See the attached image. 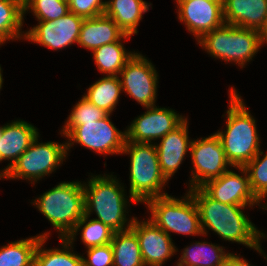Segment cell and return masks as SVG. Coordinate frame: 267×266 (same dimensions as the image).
<instances>
[{
    "instance_id": "obj_8",
    "label": "cell",
    "mask_w": 267,
    "mask_h": 266,
    "mask_svg": "<svg viewBox=\"0 0 267 266\" xmlns=\"http://www.w3.org/2000/svg\"><path fill=\"white\" fill-rule=\"evenodd\" d=\"M37 138L2 176L3 179H27L33 185L52 174L67 158L66 143H40Z\"/></svg>"
},
{
    "instance_id": "obj_39",
    "label": "cell",
    "mask_w": 267,
    "mask_h": 266,
    "mask_svg": "<svg viewBox=\"0 0 267 266\" xmlns=\"http://www.w3.org/2000/svg\"><path fill=\"white\" fill-rule=\"evenodd\" d=\"M1 135H2V126L0 127V139H1Z\"/></svg>"
},
{
    "instance_id": "obj_10",
    "label": "cell",
    "mask_w": 267,
    "mask_h": 266,
    "mask_svg": "<svg viewBox=\"0 0 267 266\" xmlns=\"http://www.w3.org/2000/svg\"><path fill=\"white\" fill-rule=\"evenodd\" d=\"M191 180L189 189L200 188L206 182L220 177L228 171V162L219 137L214 133L208 137L192 140L190 146Z\"/></svg>"
},
{
    "instance_id": "obj_12",
    "label": "cell",
    "mask_w": 267,
    "mask_h": 266,
    "mask_svg": "<svg viewBox=\"0 0 267 266\" xmlns=\"http://www.w3.org/2000/svg\"><path fill=\"white\" fill-rule=\"evenodd\" d=\"M83 20L69 11L56 20L39 21L26 31L24 39L58 51L78 42Z\"/></svg>"
},
{
    "instance_id": "obj_4",
    "label": "cell",
    "mask_w": 267,
    "mask_h": 266,
    "mask_svg": "<svg viewBox=\"0 0 267 266\" xmlns=\"http://www.w3.org/2000/svg\"><path fill=\"white\" fill-rule=\"evenodd\" d=\"M32 203L59 231V238H66L85 215L83 183L61 182Z\"/></svg>"
},
{
    "instance_id": "obj_18",
    "label": "cell",
    "mask_w": 267,
    "mask_h": 266,
    "mask_svg": "<svg viewBox=\"0 0 267 266\" xmlns=\"http://www.w3.org/2000/svg\"><path fill=\"white\" fill-rule=\"evenodd\" d=\"M37 136H39L38 129L21 119L16 121L12 120L11 123L2 125L0 162L8 160L10 163L5 169L0 170V178H2L3 174L29 148Z\"/></svg>"
},
{
    "instance_id": "obj_19",
    "label": "cell",
    "mask_w": 267,
    "mask_h": 266,
    "mask_svg": "<svg viewBox=\"0 0 267 266\" xmlns=\"http://www.w3.org/2000/svg\"><path fill=\"white\" fill-rule=\"evenodd\" d=\"M223 16L227 24L261 32L267 21V0H223Z\"/></svg>"
},
{
    "instance_id": "obj_30",
    "label": "cell",
    "mask_w": 267,
    "mask_h": 266,
    "mask_svg": "<svg viewBox=\"0 0 267 266\" xmlns=\"http://www.w3.org/2000/svg\"><path fill=\"white\" fill-rule=\"evenodd\" d=\"M29 9L37 21L56 20L69 12L68 2L65 0H23V16Z\"/></svg>"
},
{
    "instance_id": "obj_26",
    "label": "cell",
    "mask_w": 267,
    "mask_h": 266,
    "mask_svg": "<svg viewBox=\"0 0 267 266\" xmlns=\"http://www.w3.org/2000/svg\"><path fill=\"white\" fill-rule=\"evenodd\" d=\"M63 249H44L47 237H41L34 255V266H83L82 256L73 252V243L59 238Z\"/></svg>"
},
{
    "instance_id": "obj_31",
    "label": "cell",
    "mask_w": 267,
    "mask_h": 266,
    "mask_svg": "<svg viewBox=\"0 0 267 266\" xmlns=\"http://www.w3.org/2000/svg\"><path fill=\"white\" fill-rule=\"evenodd\" d=\"M259 153L244 167L248 173L250 186L255 197L262 203L267 197V153Z\"/></svg>"
},
{
    "instance_id": "obj_2",
    "label": "cell",
    "mask_w": 267,
    "mask_h": 266,
    "mask_svg": "<svg viewBox=\"0 0 267 266\" xmlns=\"http://www.w3.org/2000/svg\"><path fill=\"white\" fill-rule=\"evenodd\" d=\"M241 97L234 87L229 90L226 131L215 132L234 168L245 167L260 151L256 120Z\"/></svg>"
},
{
    "instance_id": "obj_34",
    "label": "cell",
    "mask_w": 267,
    "mask_h": 266,
    "mask_svg": "<svg viewBox=\"0 0 267 266\" xmlns=\"http://www.w3.org/2000/svg\"><path fill=\"white\" fill-rule=\"evenodd\" d=\"M86 252L88 259L82 256L83 266H113V249L110 243L88 248Z\"/></svg>"
},
{
    "instance_id": "obj_3",
    "label": "cell",
    "mask_w": 267,
    "mask_h": 266,
    "mask_svg": "<svg viewBox=\"0 0 267 266\" xmlns=\"http://www.w3.org/2000/svg\"><path fill=\"white\" fill-rule=\"evenodd\" d=\"M116 178L112 174L92 175L87 184H83V190L85 215L90 217L94 211L98 217L95 219L119 232L129 230L135 219L133 217L129 220L126 217L128 201L138 202L131 196L130 199L126 198L124 186Z\"/></svg>"
},
{
    "instance_id": "obj_28",
    "label": "cell",
    "mask_w": 267,
    "mask_h": 266,
    "mask_svg": "<svg viewBox=\"0 0 267 266\" xmlns=\"http://www.w3.org/2000/svg\"><path fill=\"white\" fill-rule=\"evenodd\" d=\"M23 20V0H0V45L25 38Z\"/></svg>"
},
{
    "instance_id": "obj_37",
    "label": "cell",
    "mask_w": 267,
    "mask_h": 266,
    "mask_svg": "<svg viewBox=\"0 0 267 266\" xmlns=\"http://www.w3.org/2000/svg\"><path fill=\"white\" fill-rule=\"evenodd\" d=\"M2 84H3V77H2V68H1V65H0V90L2 88Z\"/></svg>"
},
{
    "instance_id": "obj_32",
    "label": "cell",
    "mask_w": 267,
    "mask_h": 266,
    "mask_svg": "<svg viewBox=\"0 0 267 266\" xmlns=\"http://www.w3.org/2000/svg\"><path fill=\"white\" fill-rule=\"evenodd\" d=\"M107 115L102 109H99L84 96L73 106L70 115L65 121V125H83L85 122L97 121Z\"/></svg>"
},
{
    "instance_id": "obj_36",
    "label": "cell",
    "mask_w": 267,
    "mask_h": 266,
    "mask_svg": "<svg viewBox=\"0 0 267 266\" xmlns=\"http://www.w3.org/2000/svg\"><path fill=\"white\" fill-rule=\"evenodd\" d=\"M260 34H261L263 44H266L267 43V21H266L264 28L260 32Z\"/></svg>"
},
{
    "instance_id": "obj_14",
    "label": "cell",
    "mask_w": 267,
    "mask_h": 266,
    "mask_svg": "<svg viewBox=\"0 0 267 266\" xmlns=\"http://www.w3.org/2000/svg\"><path fill=\"white\" fill-rule=\"evenodd\" d=\"M240 173L237 174L231 169L220 177L212 179L200 188L212 199L225 204L249 206L255 204L262 207V203L252 192L249 176L244 167H237Z\"/></svg>"
},
{
    "instance_id": "obj_27",
    "label": "cell",
    "mask_w": 267,
    "mask_h": 266,
    "mask_svg": "<svg viewBox=\"0 0 267 266\" xmlns=\"http://www.w3.org/2000/svg\"><path fill=\"white\" fill-rule=\"evenodd\" d=\"M45 232L38 236L17 240L0 247V266H34V255L41 237H49Z\"/></svg>"
},
{
    "instance_id": "obj_1",
    "label": "cell",
    "mask_w": 267,
    "mask_h": 266,
    "mask_svg": "<svg viewBox=\"0 0 267 266\" xmlns=\"http://www.w3.org/2000/svg\"><path fill=\"white\" fill-rule=\"evenodd\" d=\"M199 210L203 235L211 229L225 241L237 242L264 254L260 240L267 236L243 212L247 206L225 204L210 198L201 188L190 189ZM207 227V228H206Z\"/></svg>"
},
{
    "instance_id": "obj_15",
    "label": "cell",
    "mask_w": 267,
    "mask_h": 266,
    "mask_svg": "<svg viewBox=\"0 0 267 266\" xmlns=\"http://www.w3.org/2000/svg\"><path fill=\"white\" fill-rule=\"evenodd\" d=\"M178 18L196 41L225 23L223 0H175Z\"/></svg>"
},
{
    "instance_id": "obj_6",
    "label": "cell",
    "mask_w": 267,
    "mask_h": 266,
    "mask_svg": "<svg viewBox=\"0 0 267 266\" xmlns=\"http://www.w3.org/2000/svg\"><path fill=\"white\" fill-rule=\"evenodd\" d=\"M197 42L213 58L234 62L241 68L264 45L259 31L227 23L204 34Z\"/></svg>"
},
{
    "instance_id": "obj_38",
    "label": "cell",
    "mask_w": 267,
    "mask_h": 266,
    "mask_svg": "<svg viewBox=\"0 0 267 266\" xmlns=\"http://www.w3.org/2000/svg\"><path fill=\"white\" fill-rule=\"evenodd\" d=\"M261 208H263L264 210H267V203L263 204Z\"/></svg>"
},
{
    "instance_id": "obj_21",
    "label": "cell",
    "mask_w": 267,
    "mask_h": 266,
    "mask_svg": "<svg viewBox=\"0 0 267 266\" xmlns=\"http://www.w3.org/2000/svg\"><path fill=\"white\" fill-rule=\"evenodd\" d=\"M151 3L143 0H108L105 14L111 17L116 24L128 35L138 33L137 27L142 14L149 10Z\"/></svg>"
},
{
    "instance_id": "obj_25",
    "label": "cell",
    "mask_w": 267,
    "mask_h": 266,
    "mask_svg": "<svg viewBox=\"0 0 267 266\" xmlns=\"http://www.w3.org/2000/svg\"><path fill=\"white\" fill-rule=\"evenodd\" d=\"M122 91L119 76H104L89 86L84 97L107 114L116 109Z\"/></svg>"
},
{
    "instance_id": "obj_23",
    "label": "cell",
    "mask_w": 267,
    "mask_h": 266,
    "mask_svg": "<svg viewBox=\"0 0 267 266\" xmlns=\"http://www.w3.org/2000/svg\"><path fill=\"white\" fill-rule=\"evenodd\" d=\"M131 35L125 34L119 41L108 43L92 51L97 69L107 76H119L126 62L135 54L128 52L122 44L123 39H129Z\"/></svg>"
},
{
    "instance_id": "obj_22",
    "label": "cell",
    "mask_w": 267,
    "mask_h": 266,
    "mask_svg": "<svg viewBox=\"0 0 267 266\" xmlns=\"http://www.w3.org/2000/svg\"><path fill=\"white\" fill-rule=\"evenodd\" d=\"M223 246L196 241L184 248L176 266H225L226 262L234 255L224 251Z\"/></svg>"
},
{
    "instance_id": "obj_33",
    "label": "cell",
    "mask_w": 267,
    "mask_h": 266,
    "mask_svg": "<svg viewBox=\"0 0 267 266\" xmlns=\"http://www.w3.org/2000/svg\"><path fill=\"white\" fill-rule=\"evenodd\" d=\"M69 11L83 18H94L105 13L106 1L103 0H69Z\"/></svg>"
},
{
    "instance_id": "obj_5",
    "label": "cell",
    "mask_w": 267,
    "mask_h": 266,
    "mask_svg": "<svg viewBox=\"0 0 267 266\" xmlns=\"http://www.w3.org/2000/svg\"><path fill=\"white\" fill-rule=\"evenodd\" d=\"M121 154H130L129 195L138 203L168 195L163 192L167 179L162 174L155 143L125 141Z\"/></svg>"
},
{
    "instance_id": "obj_7",
    "label": "cell",
    "mask_w": 267,
    "mask_h": 266,
    "mask_svg": "<svg viewBox=\"0 0 267 266\" xmlns=\"http://www.w3.org/2000/svg\"><path fill=\"white\" fill-rule=\"evenodd\" d=\"M144 204L152 216L149 220L169 236L170 232L203 236L198 206L189 191L181 199L165 195L151 198Z\"/></svg>"
},
{
    "instance_id": "obj_16",
    "label": "cell",
    "mask_w": 267,
    "mask_h": 266,
    "mask_svg": "<svg viewBox=\"0 0 267 266\" xmlns=\"http://www.w3.org/2000/svg\"><path fill=\"white\" fill-rule=\"evenodd\" d=\"M137 219L135 217L131 229L137 235L145 266H163L178 251L171 236L149 218L140 222Z\"/></svg>"
},
{
    "instance_id": "obj_20",
    "label": "cell",
    "mask_w": 267,
    "mask_h": 266,
    "mask_svg": "<svg viewBox=\"0 0 267 266\" xmlns=\"http://www.w3.org/2000/svg\"><path fill=\"white\" fill-rule=\"evenodd\" d=\"M125 34L116 22L104 13L94 18H84L77 44L93 51L119 41Z\"/></svg>"
},
{
    "instance_id": "obj_13",
    "label": "cell",
    "mask_w": 267,
    "mask_h": 266,
    "mask_svg": "<svg viewBox=\"0 0 267 266\" xmlns=\"http://www.w3.org/2000/svg\"><path fill=\"white\" fill-rule=\"evenodd\" d=\"M147 111L134 119L126 131V141L152 143L173 131L186 118L169 108L156 105L145 108Z\"/></svg>"
},
{
    "instance_id": "obj_24",
    "label": "cell",
    "mask_w": 267,
    "mask_h": 266,
    "mask_svg": "<svg viewBox=\"0 0 267 266\" xmlns=\"http://www.w3.org/2000/svg\"><path fill=\"white\" fill-rule=\"evenodd\" d=\"M110 244L113 266H145L137 235L131 228L115 232Z\"/></svg>"
},
{
    "instance_id": "obj_29",
    "label": "cell",
    "mask_w": 267,
    "mask_h": 266,
    "mask_svg": "<svg viewBox=\"0 0 267 266\" xmlns=\"http://www.w3.org/2000/svg\"><path fill=\"white\" fill-rule=\"evenodd\" d=\"M88 219L89 216L84 215L66 238L73 243L77 232L81 231V240L87 249L111 243L115 231L97 219Z\"/></svg>"
},
{
    "instance_id": "obj_17",
    "label": "cell",
    "mask_w": 267,
    "mask_h": 266,
    "mask_svg": "<svg viewBox=\"0 0 267 266\" xmlns=\"http://www.w3.org/2000/svg\"><path fill=\"white\" fill-rule=\"evenodd\" d=\"M156 145L159 165L162 174L169 181L176 173L184 157L190 152L192 140L188 136L187 118L173 131L162 137Z\"/></svg>"
},
{
    "instance_id": "obj_35",
    "label": "cell",
    "mask_w": 267,
    "mask_h": 266,
    "mask_svg": "<svg viewBox=\"0 0 267 266\" xmlns=\"http://www.w3.org/2000/svg\"><path fill=\"white\" fill-rule=\"evenodd\" d=\"M225 266H253L244 258L234 254L225 264Z\"/></svg>"
},
{
    "instance_id": "obj_9",
    "label": "cell",
    "mask_w": 267,
    "mask_h": 266,
    "mask_svg": "<svg viewBox=\"0 0 267 266\" xmlns=\"http://www.w3.org/2000/svg\"><path fill=\"white\" fill-rule=\"evenodd\" d=\"M110 114L83 125H64L60 134L68 138L67 152L76 143L102 155L121 154L126 141V131H120L110 121Z\"/></svg>"
},
{
    "instance_id": "obj_11",
    "label": "cell",
    "mask_w": 267,
    "mask_h": 266,
    "mask_svg": "<svg viewBox=\"0 0 267 266\" xmlns=\"http://www.w3.org/2000/svg\"><path fill=\"white\" fill-rule=\"evenodd\" d=\"M119 75L122 91L143 108L156 105L158 72L145 56L135 52Z\"/></svg>"
}]
</instances>
